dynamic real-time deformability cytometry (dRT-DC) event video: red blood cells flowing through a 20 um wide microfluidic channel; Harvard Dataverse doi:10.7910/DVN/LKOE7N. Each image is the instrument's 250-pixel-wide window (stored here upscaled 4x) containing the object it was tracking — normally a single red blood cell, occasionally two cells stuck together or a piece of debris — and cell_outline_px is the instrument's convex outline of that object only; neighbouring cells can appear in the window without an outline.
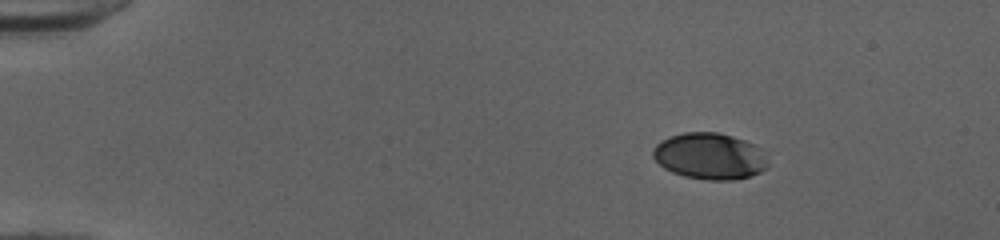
{"species": "human", "species_latin": "Homo sapiens", "temperature_condition": "cold", "stored_images_in_passage": 44, "camera_frame_rate_fps": 3000, "um_per_image_px": 0.085, "donor": {"sex": "female"}, "frame": {"image": 1, "passage_image": 1, "time_ms": 0.0, "image_size_px": [1000, 240], "cell_outline_px": [[768, 168], [752, 176], [732, 180], [708, 180], [684, 176], [672, 172], [664, 168], [652, 156], [652, 152], [656, 144], [660, 140], [684, 132], [716, 132], [732, 136], [756, 144], [760, 148], [768, 164]], "centroid_in_image_um": [60.33, 13.28], "position_along_channel_um": 24.7, "area_um2": 31.15}}
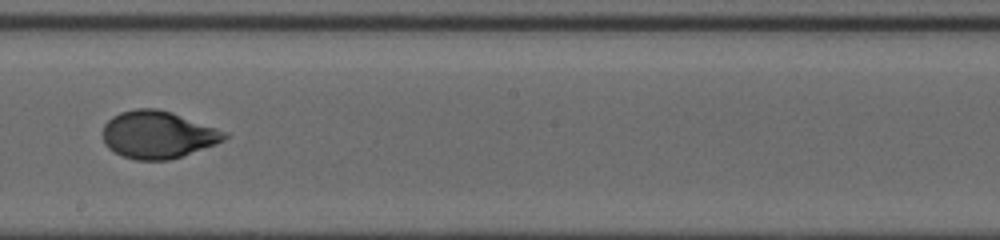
{"frame": {"image": 2, "passage_image": 24, "time_ms": 7.667, "image_size_px": [1000, 240], "cell_outline_px": [[228, 136], [224, 140], [216, 144], [168, 160], [136, 160], [120, 156], [108, 148], [104, 144], [104, 124], [112, 116], [120, 112], [136, 108], [156, 108], [172, 112], [228, 132]], "centroid_in_image_um": [13.4, 11.44], "position_along_channel_um": 234.8, "area_um2": 33.64}}
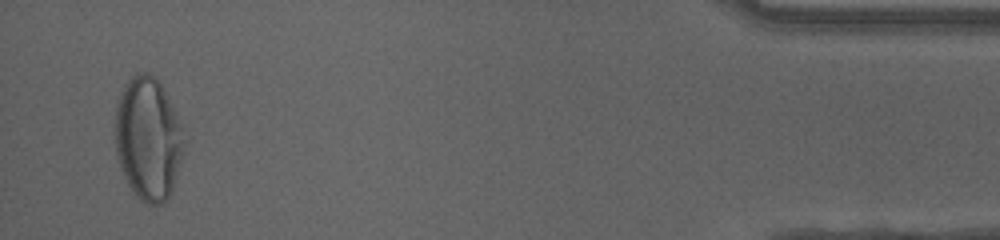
{"frame": {"image": 3, "passage_image": 43, "time_ms": 14.0, "image_size_px": [1000, 240], "cell_outline_px": [[188, 140], [172, 192], [160, 204], [148, 204], [140, 200], [132, 192], [120, 168], [116, 152], [116, 104], [120, 92], [124, 84], [136, 72], [148, 72], [160, 80]], "centroid_in_image_um": [12.62, 11.77], "position_along_channel_um": 422.6, "area_um2": 50.05}, "authors_computed_cell_mechanics": {"area_um2": 33.3217, "velocity_mm_per_s": 4.0549, "shape_relaxation_time_tau1_ms": 5.2552, "shape_relaxation_time_tau2_ms": null, "deformation_change_tau1": 0.207, "deformation_change_tau2": null}}